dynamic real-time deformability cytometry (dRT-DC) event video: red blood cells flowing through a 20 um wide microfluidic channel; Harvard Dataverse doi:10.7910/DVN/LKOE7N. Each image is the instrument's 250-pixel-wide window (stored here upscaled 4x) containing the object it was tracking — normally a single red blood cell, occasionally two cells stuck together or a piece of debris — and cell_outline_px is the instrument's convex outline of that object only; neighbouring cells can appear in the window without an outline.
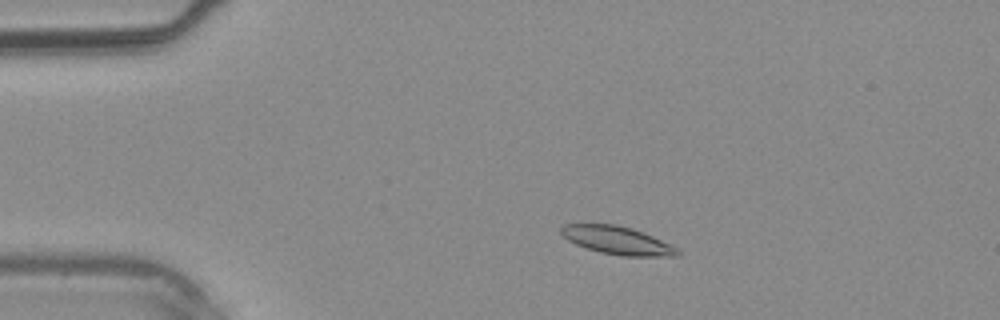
{"species": "common noctule bat (a hibernating species)", "species_latin": "Nyctalus noctula", "temperature_condition": "warm", "stored_images_in_passage": 2, "camera_frame_rate_fps": 3000, "um_per_image_px": 0.085, "animal": {"sex": "male", "body_mass_g": 20.4}, "frame": {"image": 1, "passage_image": 2, "time_ms": 1.333, "image_size_px": [1000, 320], "cell_outline_px": [[680, 256], [624, 256], [600, 252], [576, 244], [568, 240], [560, 232], [560, 228], [564, 224], [616, 224], [632, 228], [652, 236], [676, 248], [680, 252]], "centroid_in_image_um": [52.45, 20.42], "position_along_channel_um": 32.6, "area_um2": 18.73}}